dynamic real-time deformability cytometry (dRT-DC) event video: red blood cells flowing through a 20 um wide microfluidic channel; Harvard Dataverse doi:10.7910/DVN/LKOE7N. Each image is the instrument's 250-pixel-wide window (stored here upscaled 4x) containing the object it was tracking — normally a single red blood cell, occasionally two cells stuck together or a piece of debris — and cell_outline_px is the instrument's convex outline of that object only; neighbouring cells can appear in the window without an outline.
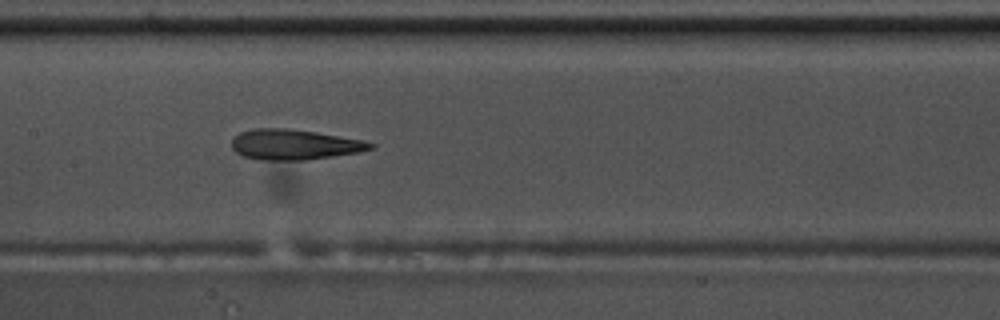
{"species": "common noctule bat (a hibernating species)", "species_latin": "Nyctalus noctula", "temperature_condition": "warm", "stored_images_in_passage": 54, "camera_frame_rate_fps": 3000, "um_per_image_px": 0.085, "animal": {"sex": "male", "body_mass_g": 17.5, "forearm_length_mm": 52.3}, "frame": {"image": 1, "passage_image": 27, "time_ms": 8.667, "image_size_px": [1000, 320], "cell_outline_px": [[376, 148], [360, 152], [304, 160], [260, 160], [244, 156], [236, 152], [232, 148], [232, 140], [240, 132], [252, 128], [288, 128], [316, 132], [364, 140], [376, 144]], "centroid_in_image_um": [25.05, 12.28], "position_along_channel_um": 182.4, "area_um2": 24.62}}
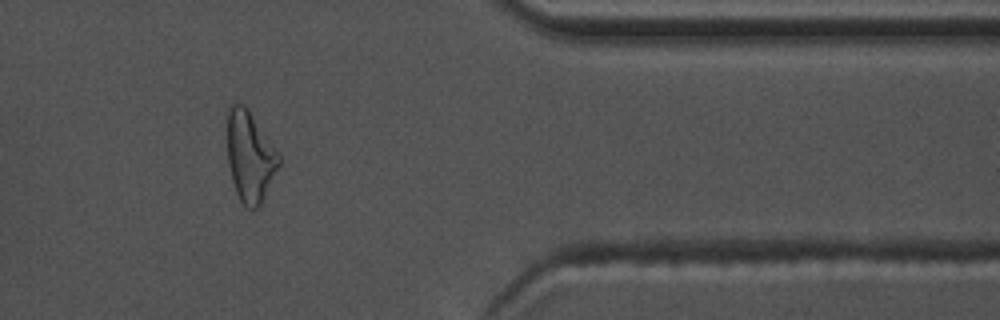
{"frame": {"image": 2, "passage_image": 45, "time_ms": 14.667, "image_size_px": [1000, 320], "cell_outline_px": [[280, 164], [260, 204], [252, 212], [240, 200], [236, 192], [232, 180], [228, 164], [228, 104], [244, 104], [248, 108], [280, 156]], "centroid_in_image_um": [21.23, 13.3], "position_along_channel_um": 390.2, "area_um2": 26.88}}
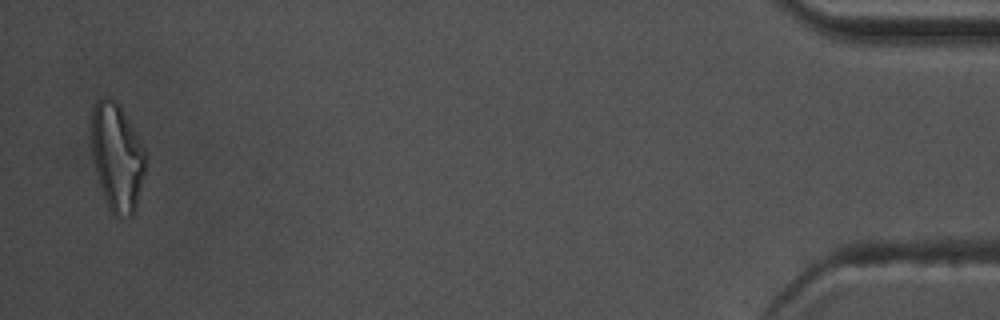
{"frame": {"image": 3, "passage_image": 53, "time_ms": 17.333, "image_size_px": [1000, 320], "cell_outline_px": [[144, 172], [136, 208], [132, 216], [120, 220], [108, 208], [92, 160], [92, 108], [96, 100], [104, 96], [108, 96], [116, 100], [128, 120], [144, 148]], "centroid_in_image_um": [9.93, 13.36], "position_along_channel_um": 425.3, "area_um2": 33.7}, "authors_computed_cell_mechanics": {"area_um2": 25.0274, "velocity_mm_per_s": 3.805, "shape_relaxation_time_tau1_ms": 5.2993, "shape_relaxation_time_tau2_ms": 2.6461, "deformation_change_tau1": 0.2139, "deformation_change_tau2": 0.1483}}